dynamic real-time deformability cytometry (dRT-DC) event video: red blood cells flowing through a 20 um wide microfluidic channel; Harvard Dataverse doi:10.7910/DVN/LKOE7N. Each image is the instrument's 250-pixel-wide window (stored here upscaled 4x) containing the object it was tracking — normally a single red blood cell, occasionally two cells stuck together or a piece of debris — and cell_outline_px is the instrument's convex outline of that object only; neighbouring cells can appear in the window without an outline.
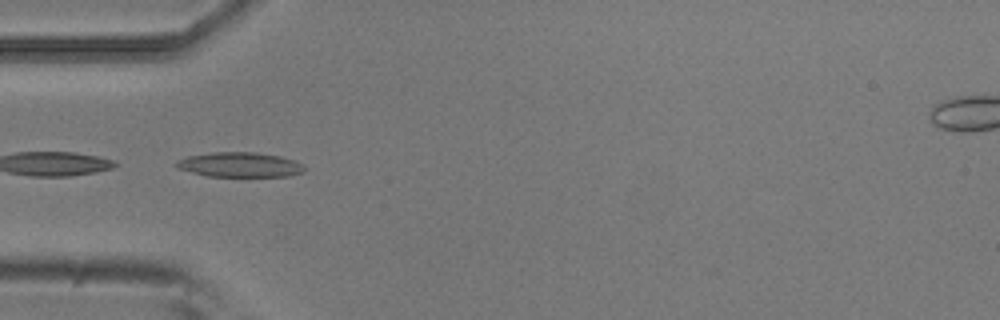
{"species": "common noctule bat (a hibernating species)", "species_latin": "Nyctalus noctula", "temperature_condition": "room temperature", "stored_images_in_passage": 3, "camera_frame_rate_fps": 3000, "um_per_image_px": 0.085, "animal": {"sex": "male", "body_mass_g": 20.5, "forearm_length_mm": 52.5}, "frame": {"image": 1, "passage_image": 1, "time_ms": 0.0, "image_size_px": [1000, 320], "cell_outline_px": [[304, 172], [288, 176], [208, 176], [176, 168], [176, 160], [188, 156], [212, 152], [256, 152], [280, 156], [296, 160], [304, 164]], "centroid_in_image_um": [20.41, 13.99], "position_along_channel_um": 64.6, "area_um2": 18.55}}